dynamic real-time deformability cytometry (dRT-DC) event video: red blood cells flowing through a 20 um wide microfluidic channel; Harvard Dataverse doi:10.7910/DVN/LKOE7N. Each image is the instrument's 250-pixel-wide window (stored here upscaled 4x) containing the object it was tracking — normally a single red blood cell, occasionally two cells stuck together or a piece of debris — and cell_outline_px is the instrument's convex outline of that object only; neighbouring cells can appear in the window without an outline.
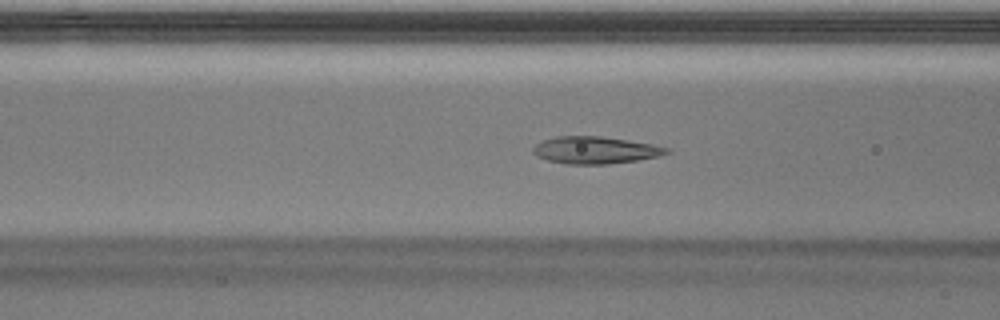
{"species": "Egyptian fruit bat (a non-hibernating species)", "species_latin": "Rousettus aegyptiacus", "temperature_condition": "warm", "stored_images_in_passage": 49, "camera_frame_rate_fps": 3000, "um_per_image_px": 0.085, "animal": {"sex": "male"}, "frame": {"image": 1, "passage_image": 19, "time_ms": 6.0, "image_size_px": [1000, 320], "cell_outline_px": [[672, 152], [660, 156], [636, 160], [608, 164], [564, 164], [548, 160], [536, 156], [532, 152], [532, 148], [536, 144], [544, 140], [556, 136], [600, 136], [628, 140], [652, 144], [672, 148]], "centroid_in_image_um": [50.62, 12.76], "position_along_channel_um": 116.0, "area_um2": 21.27}}
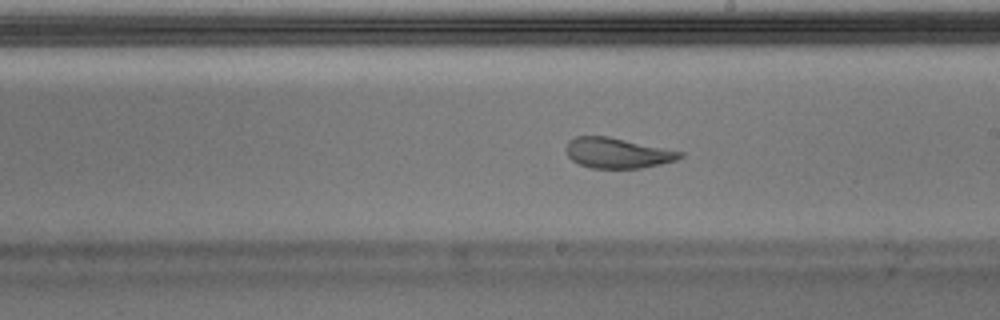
{"frame": {"image": 2, "passage_image": 28, "time_ms": 9.0, "image_size_px": [1000, 320], "cell_outline_px": [[684, 156], [676, 160], [660, 164], [640, 168], [592, 168], [580, 164], [572, 160], [568, 156], [568, 140], [576, 136], [608, 136], [684, 152]], "centroid_in_image_um": [52.51, 13.0], "position_along_channel_um": 236.5, "area_um2": 19.94}}
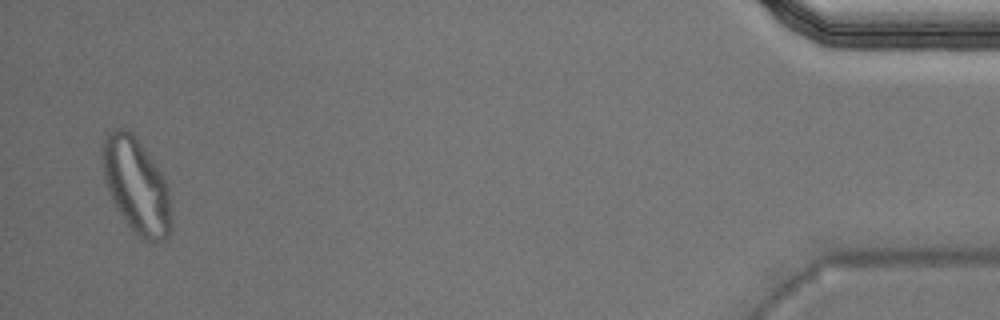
{"frame": {"image": 3, "passage_image": 48, "time_ms": 15.667, "image_size_px": [1000, 320], "cell_outline_px": [[172, 228], [168, 236], [164, 240], [148, 240], [140, 236], [124, 220], [116, 208], [108, 192], [104, 180], [104, 140], [108, 132], [112, 128], [124, 128], [132, 132], [160, 172], [168, 188], [172, 224]], "centroid_in_image_um": [11.59, 15.79], "position_along_channel_um": 423.6, "area_um2": 37.34}, "authors_computed_cell_mechanics": {"area_um2": 21.3282, "velocity_mm_per_s": 4.0147, "shape_relaxation_time_tau1_ms": 9.8853, "shape_relaxation_time_tau2_ms": 0.92, "deformation_change_tau1": 0.3044, "deformation_change_tau2": 0.0849}}